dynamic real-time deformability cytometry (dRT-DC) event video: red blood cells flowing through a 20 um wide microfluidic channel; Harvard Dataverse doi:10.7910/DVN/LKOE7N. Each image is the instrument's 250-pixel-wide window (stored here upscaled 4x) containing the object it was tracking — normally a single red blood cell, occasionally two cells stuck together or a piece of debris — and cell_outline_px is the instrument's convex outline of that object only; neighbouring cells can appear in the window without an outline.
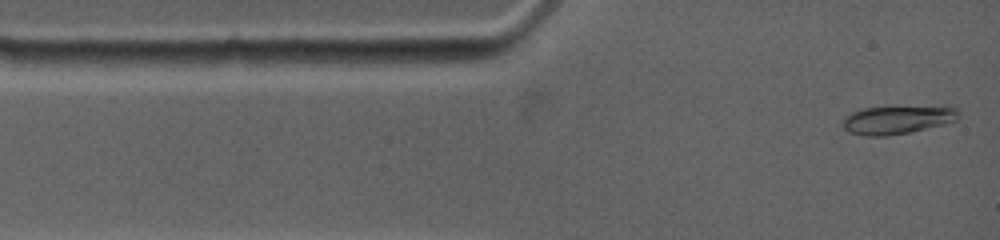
{"species": "common noctule bat (a hibernating species)", "species_latin": "Nyctalus noctula", "temperature_condition": "warm", "stored_images_in_passage": 6, "camera_frame_rate_fps": 4500, "um_per_image_px": 0.085, "animal": {"sex": "female", "body_mass_g": 19.0, "forearm_length_mm": 53.3}, "frame": {"image": 1, "passage_image": 1, "time_ms": 0.0, "image_size_px": [1000, 240], "cell_outline_px": [[960, 116], [956, 120], [944, 124], [908, 132], [884, 136], [864, 136], [848, 132], [840, 124], [844, 116], [852, 112], [864, 108], [944, 104], [948, 104], [960, 108]], "centroid_in_image_um": [76.35, 10.13], "position_along_channel_um": 8.6, "area_um2": 20.0}}